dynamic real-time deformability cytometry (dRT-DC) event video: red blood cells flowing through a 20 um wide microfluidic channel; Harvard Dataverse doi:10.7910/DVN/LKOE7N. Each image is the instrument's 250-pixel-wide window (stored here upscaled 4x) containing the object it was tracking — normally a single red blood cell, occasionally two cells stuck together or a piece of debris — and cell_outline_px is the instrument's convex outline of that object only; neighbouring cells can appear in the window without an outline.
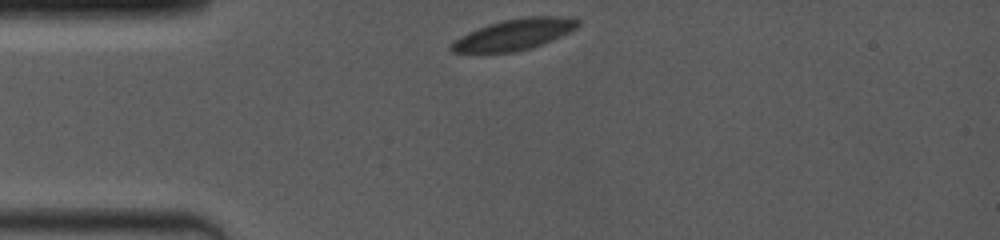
{"species": "common noctule bat (a hibernating species)", "species_latin": "Nyctalus noctula", "temperature_condition": "room temperature", "stored_images_in_passage": 45, "camera_frame_rate_fps": 4000, "um_per_image_px": 0.085, "animal": {"sex": "female", "body_mass_g": 19.0, "forearm_length_mm": 53.3}, "frame": {"image": 1, "passage_image": 1, "time_ms": 0.0, "image_size_px": [1000, 240], "cell_outline_px": [[580, 24], [576, 28], [552, 40], [532, 48], [516, 52], [452, 52], [448, 48], [460, 36], [468, 32], [488, 24], [500, 20], [524, 16], [576, 16], [580, 20]], "centroid_in_image_um": [43.76, 2.9], "position_along_channel_um": 41.2, "area_um2": 23.06}}
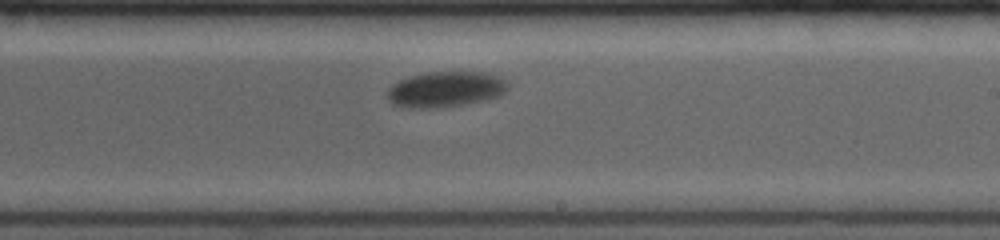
{"frame": {"image": 2, "passage_image": 26, "time_ms": 6.25, "image_size_px": [1000, 240], "cell_outline_px": [[508, 88], [500, 96], [488, 100], [440, 108], [408, 108], [392, 104], [388, 100], [388, 88], [392, 84], [408, 76], [428, 72], [484, 72], [500, 76], [508, 80]], "centroid_in_image_um": [37.89, 7.59], "position_along_channel_um": 251.1, "area_um2": 25.43}}
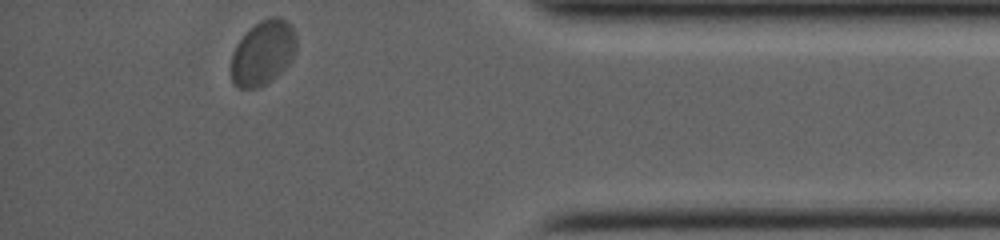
{"frame": {"image": 3, "passage_image": 45, "time_ms": 11.0, "image_size_px": [1000, 240], "cell_outline_px": [[296, 52], [292, 60], [276, 76], [264, 84], [256, 88], [236, 88], [232, 84], [232, 52], [236, 44], [256, 24], [272, 16], [280, 16], [292, 24], [296, 36]], "centroid_in_image_um": [22.37, 4.49], "position_along_channel_um": 412.8, "area_um2": 24.45}, "authors_computed_cell_mechanics": {"area_um2": 24.6228, "velocity_mm_per_s": 3.7862, "shape_relaxation_time_tau1_ms": 1.7309, "shape_relaxation_time_tau2_ms": null, "deformation_change_tau1": 0.0515, "deformation_change_tau2": null}}